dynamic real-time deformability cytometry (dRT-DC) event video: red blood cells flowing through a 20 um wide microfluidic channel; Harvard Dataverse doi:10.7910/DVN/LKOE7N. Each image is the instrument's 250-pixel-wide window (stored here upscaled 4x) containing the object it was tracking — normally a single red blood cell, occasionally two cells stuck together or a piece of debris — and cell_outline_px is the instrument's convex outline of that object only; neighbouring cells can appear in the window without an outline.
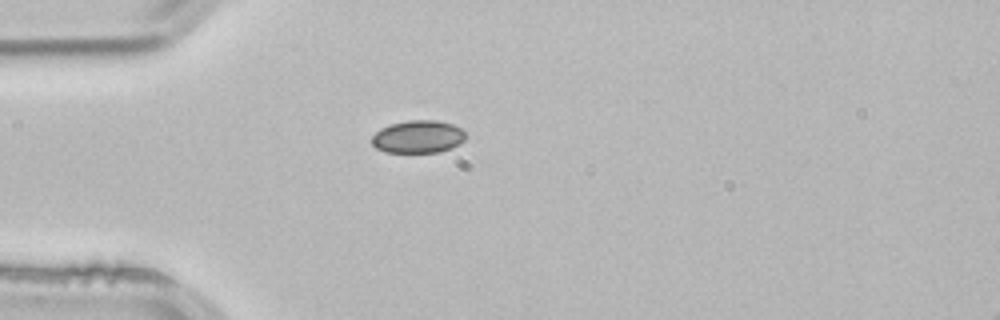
{"species": "common noctule bat (a hibernating species)", "species_latin": "Nyctalus noctula", "temperature_condition": "room temperature", "stored_images_in_passage": 1, "camera_frame_rate_fps": 3000, "um_per_image_px": 0.085, "animal": {"sex": "male", "body_mass_g": 21.5, "forearm_length_mm": 52.0}, "frame": {"image": 1, "passage_image": 1, "time_ms": 0.0, "image_size_px": [1000, 320], "cell_outline_px": [[464, 140], [460, 144], [452, 148], [440, 152], [384, 152], [376, 148], [372, 144], [372, 136], [380, 128], [392, 124], [408, 120], [436, 120], [452, 124], [460, 128], [464, 132]], "centroid_in_image_um": [35.53, 11.63], "position_along_channel_um": 49.5, "area_um2": 17.86}}